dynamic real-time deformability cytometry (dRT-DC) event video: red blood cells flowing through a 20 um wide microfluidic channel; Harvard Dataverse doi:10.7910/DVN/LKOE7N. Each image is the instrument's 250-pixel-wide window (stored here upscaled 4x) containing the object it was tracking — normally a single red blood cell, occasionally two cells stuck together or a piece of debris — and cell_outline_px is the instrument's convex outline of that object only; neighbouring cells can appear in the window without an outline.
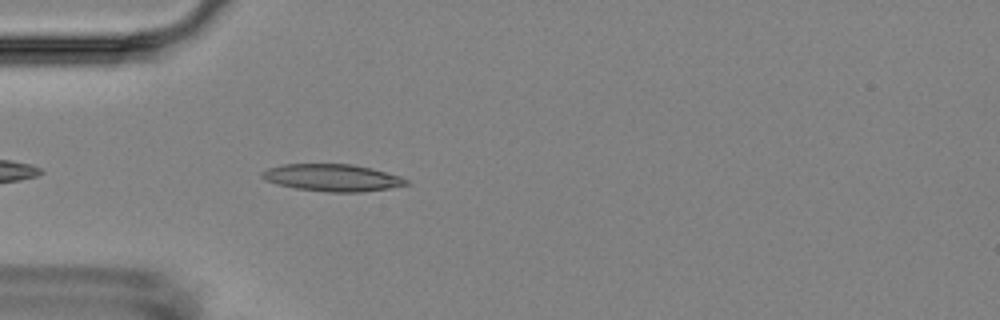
{"species": "Egyptian fruit bat (a non-hibernating species)", "species_latin": "Rousettus aegyptiacus", "temperature_condition": "room temperature", "stored_images_in_passage": 3, "camera_frame_rate_fps": 3000, "um_per_image_px": 0.085, "animal": {"sex": "female"}, "frame": {"image": 1, "passage_image": 3, "time_ms": 3.0, "image_size_px": [1000, 320], "cell_outline_px": [[408, 184], [388, 188], [364, 192], [328, 192], [296, 188], [276, 184], [264, 180], [260, 176], [260, 172], [268, 168], [284, 164], [352, 164], [372, 168], [400, 176], [408, 180]], "centroid_in_image_um": [28.21, 15.1], "position_along_channel_um": 56.8, "area_um2": 22.83}}